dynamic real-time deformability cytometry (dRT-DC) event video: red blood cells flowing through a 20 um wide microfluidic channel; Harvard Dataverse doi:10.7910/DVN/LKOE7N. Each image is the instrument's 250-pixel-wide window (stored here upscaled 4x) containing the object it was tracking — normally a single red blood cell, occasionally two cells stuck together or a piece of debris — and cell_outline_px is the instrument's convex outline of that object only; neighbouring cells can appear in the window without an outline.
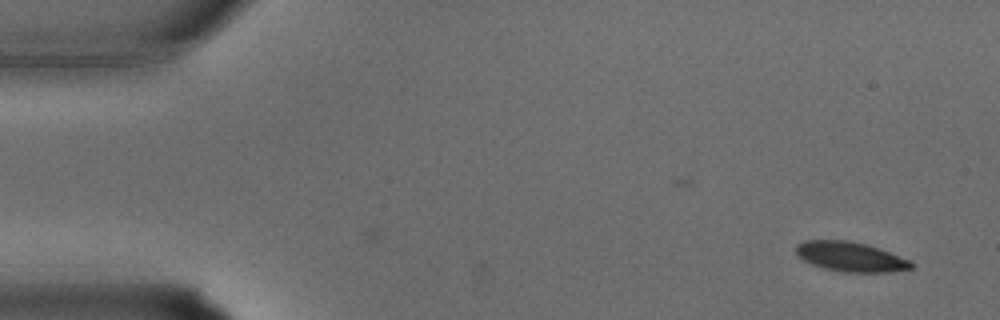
{"species": "common noctule bat (a hibernating species)", "species_latin": "Nyctalus noctula", "temperature_condition": "warm", "stored_images_in_passage": 4, "camera_frame_rate_fps": 3000, "um_per_image_px": 0.085, "animal": {"sex": "male", "body_mass_g": 15.6}, "frame": {"image": 1, "passage_image": 4, "time_ms": 1.0, "image_size_px": [1000, 320], "cell_outline_px": [[916, 264], [912, 268], [892, 272], [844, 272], [824, 268], [812, 264], [804, 260], [796, 252], [796, 244], [804, 240], [848, 240], [868, 244], [880, 248], [908, 260]], "centroid_in_image_um": [72.31, 21.81], "position_along_channel_um": 12.7, "area_um2": 19.94}}